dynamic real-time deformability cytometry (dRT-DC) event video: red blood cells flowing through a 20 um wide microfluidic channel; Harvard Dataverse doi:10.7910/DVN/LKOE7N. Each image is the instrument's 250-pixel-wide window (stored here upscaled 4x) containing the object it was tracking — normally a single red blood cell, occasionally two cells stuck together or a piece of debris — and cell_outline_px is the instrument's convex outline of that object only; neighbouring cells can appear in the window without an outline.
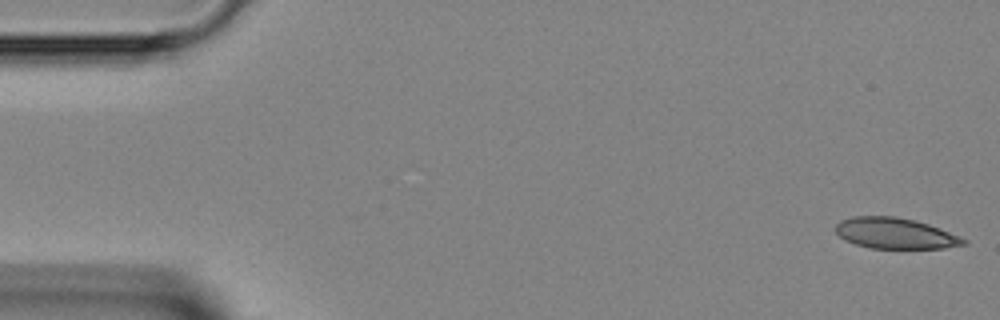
{"species": "Egyptian fruit bat (a non-hibernating species)", "species_latin": "Rousettus aegyptiacus", "temperature_condition": "room temperature", "stored_images_in_passage": 12, "camera_frame_rate_fps": 3000, "um_per_image_px": 0.085, "animal": {"sex": "female"}, "frame": {"image": 1, "passage_image": 1, "time_ms": 0.0, "image_size_px": [1000, 320], "cell_outline_px": [[968, 244], [944, 248], [868, 248], [844, 240], [836, 232], [836, 224], [840, 220], [852, 216], [896, 216], [916, 220], [940, 228], [968, 240]], "centroid_in_image_um": [76.09, 19.82], "position_along_channel_um": 8.9, "area_um2": 23.12}}
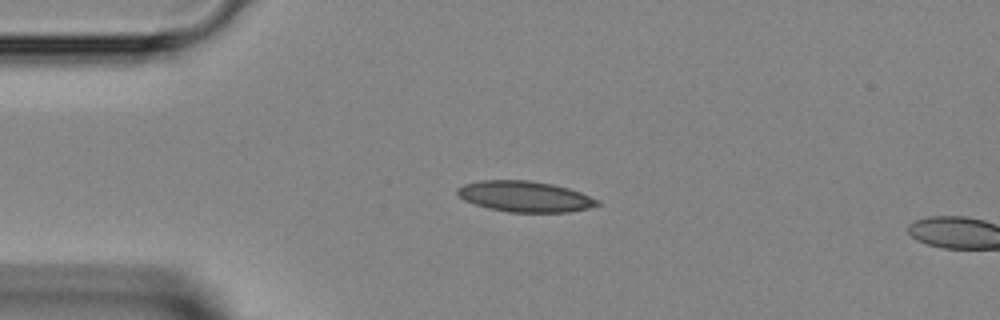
{"frame": {"image": 2, "passage_image": 10, "time_ms": 3.0, "image_size_px": [1000, 320], "cell_outline_px": [[600, 204], [588, 208], [568, 212], [508, 212], [488, 208], [464, 200], [456, 192], [456, 188], [464, 184], [480, 180], [528, 180], [552, 184], [568, 188], [580, 192], [600, 200]], "centroid_in_image_um": [44.61, 16.7], "position_along_channel_um": 40.4, "area_um2": 25.09}}